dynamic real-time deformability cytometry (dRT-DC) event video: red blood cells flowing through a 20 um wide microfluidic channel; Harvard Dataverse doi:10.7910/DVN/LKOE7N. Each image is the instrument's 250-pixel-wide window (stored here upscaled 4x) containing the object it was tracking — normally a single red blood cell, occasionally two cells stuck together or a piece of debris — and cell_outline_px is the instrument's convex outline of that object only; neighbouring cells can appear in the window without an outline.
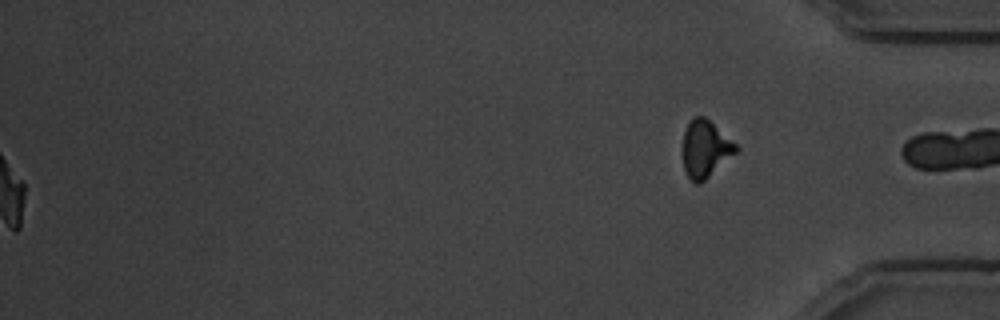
{"species": "common noctule bat (a hibernating species)", "species_latin": "Nyctalus noctula", "temperature_condition": "warm", "stored_images_in_passage": 42, "segment_of_instrument_passage": [2, 2], "camera_frame_rate_fps": 3000, "um_per_image_px": 0.085, "animal": {"sex": "male", "body_mass_g": 19.5, "forearm_length_mm": 54.6}, "frame": {"image": 1, "passage_image": 42, "time_ms": 13.667, "image_size_px": [1000, 320], "cell_outline_px": [[740, 148], [736, 152], [700, 184], [696, 184], [688, 176], [684, 168], [680, 152], [684, 132], [692, 116], [704, 116], [736, 144]], "centroid_in_image_um": [59.89, 12.65], "position_along_channel_um": 375.3, "area_um2": 17.74}}